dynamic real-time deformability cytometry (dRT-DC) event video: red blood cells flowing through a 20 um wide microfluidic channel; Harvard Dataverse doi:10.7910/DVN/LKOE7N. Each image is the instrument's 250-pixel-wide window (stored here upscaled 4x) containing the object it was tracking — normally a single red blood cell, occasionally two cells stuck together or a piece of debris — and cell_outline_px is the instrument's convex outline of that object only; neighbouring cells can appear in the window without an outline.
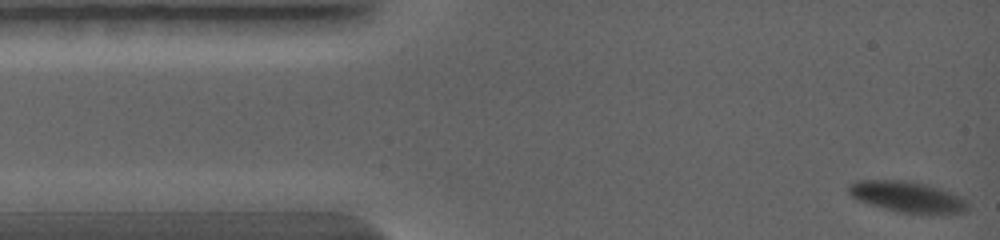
{"species": "common noctule bat (a hibernating species)", "species_latin": "Nyctalus noctula", "temperature_condition": "warm", "stored_images_in_passage": 27, "camera_frame_rate_fps": 5000, "um_per_image_px": 0.085, "animal": {"sex": "female", "body_mass_g": 19.0, "forearm_length_mm": 56.7}, "frame": {"image": 1, "passage_image": 1, "time_ms": 0.0, "image_size_px": [1000, 240], "cell_outline_px": [[968, 212], [944, 216], [932, 216], [896, 212], [860, 200], [852, 196], [848, 192], [848, 184], [856, 180], [904, 180], [928, 184], [952, 192], [960, 196], [968, 204]], "centroid_in_image_um": [77.23, 16.77], "position_along_channel_um": 7.8, "area_um2": 22.25}}
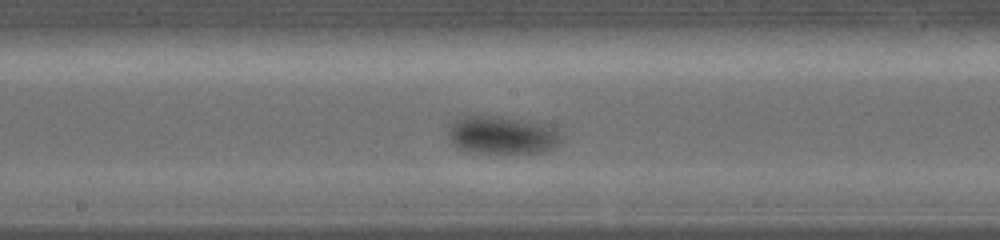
{"frame": {"image": 2, "passage_image": 14, "time_ms": 5.4, "image_size_px": [1000, 240], "cell_outline_px": [[560, 140], [556, 148], [540, 152], [472, 152], [460, 148], [452, 144], [448, 140], [448, 124], [464, 116], [500, 116], [528, 120], [544, 124], [552, 128], [556, 132]], "centroid_in_image_um": [42.61, 11.46], "position_along_channel_um": 205.6, "area_um2": 24.74}}
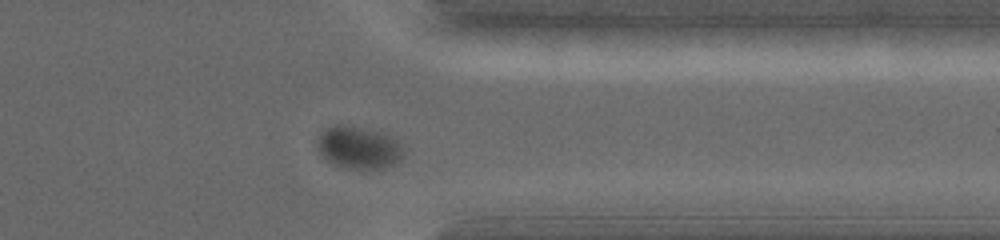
{"frame": {"image": 3, "passage_image": 23, "time_ms": 8.8, "image_size_px": [1000, 240], "cell_outline_px": [[404, 156], [400, 160], [392, 164], [380, 168], [344, 168], [328, 160], [320, 152], [316, 144], [316, 140], [332, 124], [344, 124], [380, 132], [396, 140], [400, 144]], "centroid_in_image_um": [30.47, 12.53], "position_along_channel_um": 380.9, "area_um2": 20.81}}